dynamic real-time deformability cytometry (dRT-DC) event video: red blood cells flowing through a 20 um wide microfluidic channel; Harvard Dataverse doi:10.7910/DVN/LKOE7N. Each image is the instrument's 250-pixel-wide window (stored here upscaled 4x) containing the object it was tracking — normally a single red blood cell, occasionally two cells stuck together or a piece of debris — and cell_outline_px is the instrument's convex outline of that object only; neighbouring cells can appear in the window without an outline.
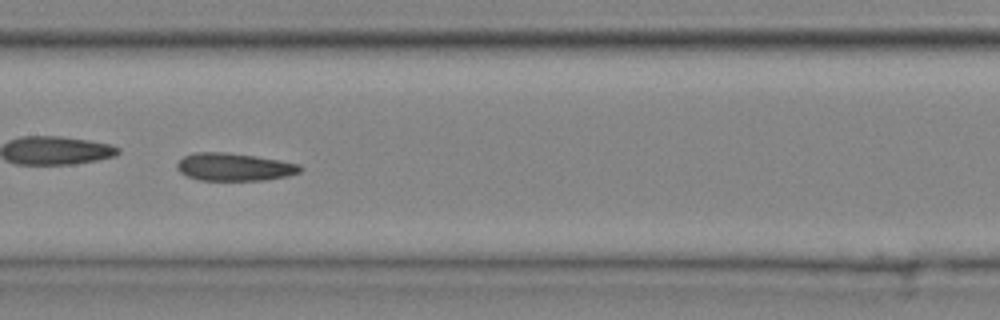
{"species": "common noctule bat (a hibernating species)", "species_latin": "Nyctalus noctula", "temperature_condition": "cold", "stored_images_in_passage": 30, "camera_frame_rate_fps": 3000, "um_per_image_px": 0.085, "animal": {"sex": "male", "body_mass_g": 20.4}, "frame": {"image": 1, "passage_image": 9, "time_ms": 2.667, "image_size_px": [1000, 320], "cell_outline_px": [[304, 168], [300, 172], [288, 176], [264, 180], [200, 180], [188, 176], [180, 172], [176, 168], [176, 164], [184, 156], [196, 152], [228, 152], [256, 156], [280, 160], [300, 164]], "centroid_in_image_um": [19.94, 14.19], "position_along_channel_um": 187.5, "area_um2": 20.0}}